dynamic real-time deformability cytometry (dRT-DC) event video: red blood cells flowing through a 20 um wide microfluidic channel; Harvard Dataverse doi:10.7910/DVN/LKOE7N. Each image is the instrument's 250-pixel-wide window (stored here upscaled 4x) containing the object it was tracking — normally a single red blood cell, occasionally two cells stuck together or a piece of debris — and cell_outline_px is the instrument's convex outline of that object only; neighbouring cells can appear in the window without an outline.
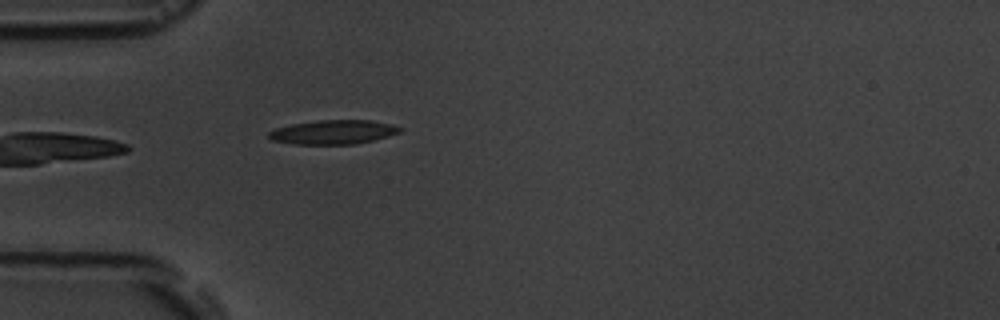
{"species": "common noctule bat (a hibernating species)", "species_latin": "Nyctalus noctula", "temperature_condition": "room temperature", "stored_images_in_passage": 5, "camera_frame_rate_fps": 3000, "um_per_image_px": 0.085, "animal": {"sex": "male", "body_mass_g": 19.5, "forearm_length_mm": 54.6}, "frame": {"image": 1, "passage_image": 5, "time_ms": 5.667, "image_size_px": [1000, 320], "cell_outline_px": [[404, 128], [400, 132], [388, 136], [356, 144], [292, 144], [272, 140], [268, 136], [268, 132], [276, 128], [292, 124], [316, 120], [372, 120], [392, 124]], "centroid_in_image_um": [28.34, 11.22], "position_along_channel_um": 56.7, "area_um2": 18.5}}